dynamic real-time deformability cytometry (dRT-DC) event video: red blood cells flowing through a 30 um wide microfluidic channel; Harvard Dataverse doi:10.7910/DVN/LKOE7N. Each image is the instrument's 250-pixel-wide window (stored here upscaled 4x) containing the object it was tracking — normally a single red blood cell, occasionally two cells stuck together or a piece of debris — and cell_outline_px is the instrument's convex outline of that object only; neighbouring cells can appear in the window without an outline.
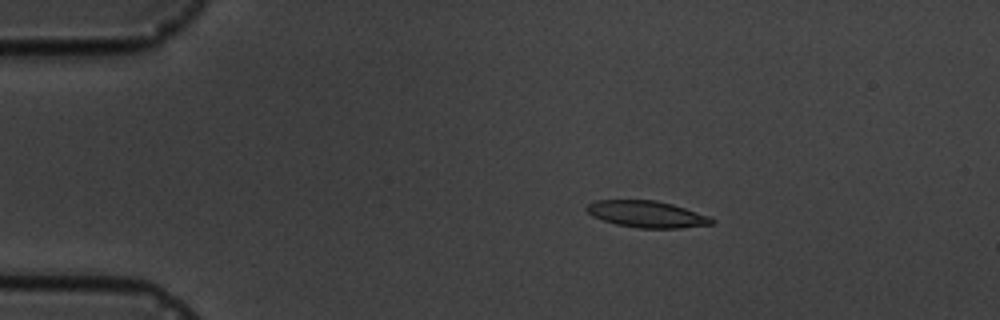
{"species": "common noctule bat (a hibernating species)", "species_latin": "Nyctalus noctula", "temperature_condition": "cold", "stored_images_in_passage": 5, "camera_frame_rate_fps": 3000, "um_per_image_px": 0.085, "animal": {"sex": "male", "body_mass_g": 19.5, "forearm_length_mm": 54.6}, "frame": {"image": 1, "passage_image": 3, "time_ms": 3.0, "image_size_px": [1000, 320], "cell_outline_px": [[716, 220], [712, 224], [680, 228], [640, 228], [616, 224], [592, 216], [584, 208], [588, 204], [596, 200], [656, 200], [672, 204], [712, 216]], "centroid_in_image_um": [55.02, 18.2], "position_along_channel_um": 30.0, "area_um2": 19.48}}
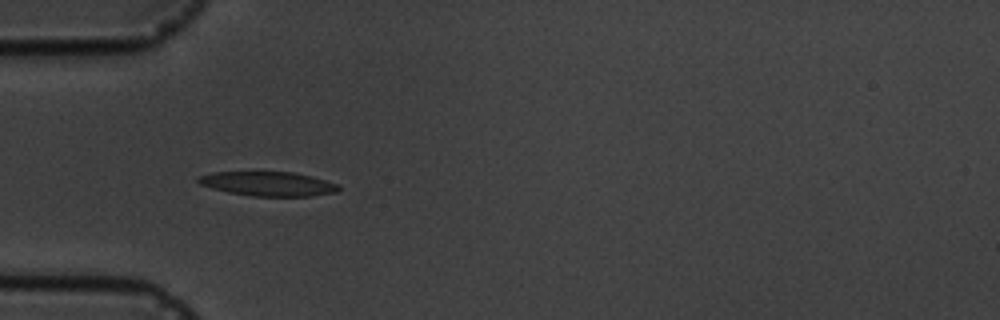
{"frame": {"image": 2, "passage_image": 5, "time_ms": 5.333, "image_size_px": [1000, 320], "cell_outline_px": [[340, 188], [336, 192], [312, 196], [252, 196], [228, 192], [212, 188], [200, 184], [196, 180], [200, 176], [212, 172], [292, 172], [312, 176], [340, 184]], "centroid_in_image_um": [22.82, 15.62], "position_along_channel_um": 62.2, "area_um2": 19.88}}